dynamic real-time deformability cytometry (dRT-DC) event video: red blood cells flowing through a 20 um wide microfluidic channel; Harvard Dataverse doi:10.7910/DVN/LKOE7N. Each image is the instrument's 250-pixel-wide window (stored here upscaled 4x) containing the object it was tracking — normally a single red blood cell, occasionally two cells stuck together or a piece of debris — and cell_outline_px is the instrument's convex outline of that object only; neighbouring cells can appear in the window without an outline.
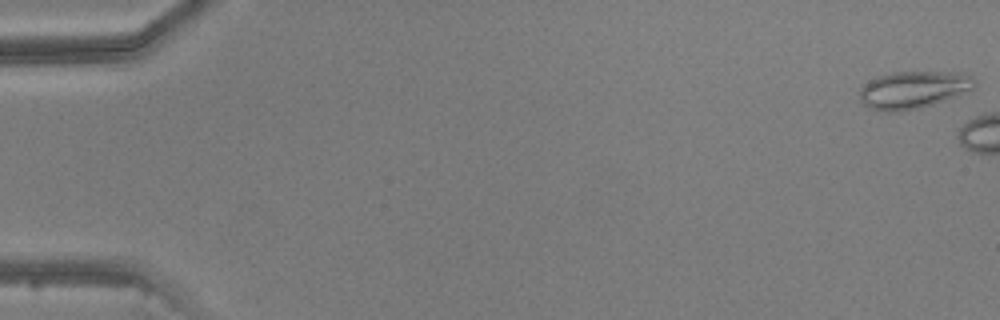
{"species": "common noctule bat (a hibernating species)", "species_latin": "Nyctalus noctula", "temperature_condition": "warm", "stored_images_in_passage": 9, "camera_frame_rate_fps": 3000, "um_per_image_px": 0.085, "animal": {"sex": "male", "body_mass_g": 20.5, "forearm_length_mm": 52.5}, "frame": {"image": 1, "passage_image": 1, "time_ms": 0.0, "image_size_px": [1000, 320], "cell_outline_px": [[976, 88], [968, 92], [920, 108], [896, 112], [880, 112], [868, 108], [860, 100], [860, 88], [868, 80], [876, 76], [892, 72], [960, 72], [972, 76], [976, 80]], "centroid_in_image_um": [77.63, 7.63], "position_along_channel_um": 7.4, "area_um2": 25.49}}